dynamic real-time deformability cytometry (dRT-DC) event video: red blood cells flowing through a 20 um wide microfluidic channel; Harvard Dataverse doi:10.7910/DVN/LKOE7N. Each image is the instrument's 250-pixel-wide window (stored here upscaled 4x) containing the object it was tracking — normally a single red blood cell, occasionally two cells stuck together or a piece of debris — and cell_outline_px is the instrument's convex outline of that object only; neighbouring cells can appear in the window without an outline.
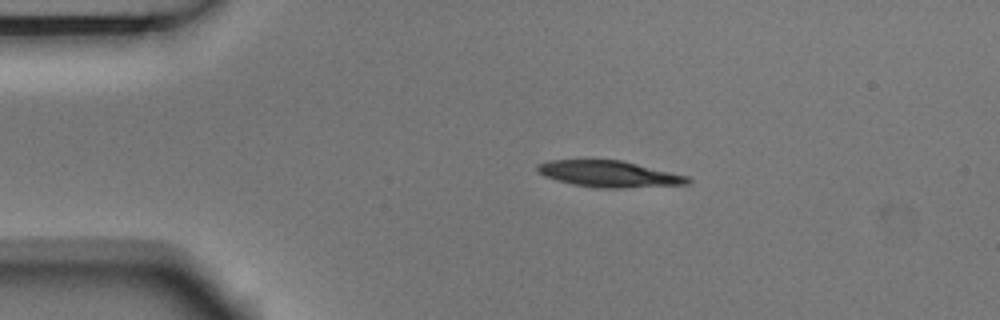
{"species": "Egyptian fruit bat (a non-hibernating species)", "species_latin": "Rousettus aegyptiacus", "temperature_condition": "room temperature", "stored_images_in_passage": 3, "camera_frame_rate_fps": 3000, "um_per_image_px": 0.085, "animal": {"sex": "male"}, "frame": {"image": 1, "passage_image": 2, "time_ms": 0.333, "image_size_px": [1000, 320], "cell_outline_px": [[692, 180], [688, 184], [624, 188], [596, 188], [572, 184], [556, 180], [544, 176], [536, 168], [536, 164], [548, 160], [620, 160], [688, 176]], "centroid_in_image_um": [51.75, 14.79], "position_along_channel_um": 33.2, "area_um2": 23.0}}